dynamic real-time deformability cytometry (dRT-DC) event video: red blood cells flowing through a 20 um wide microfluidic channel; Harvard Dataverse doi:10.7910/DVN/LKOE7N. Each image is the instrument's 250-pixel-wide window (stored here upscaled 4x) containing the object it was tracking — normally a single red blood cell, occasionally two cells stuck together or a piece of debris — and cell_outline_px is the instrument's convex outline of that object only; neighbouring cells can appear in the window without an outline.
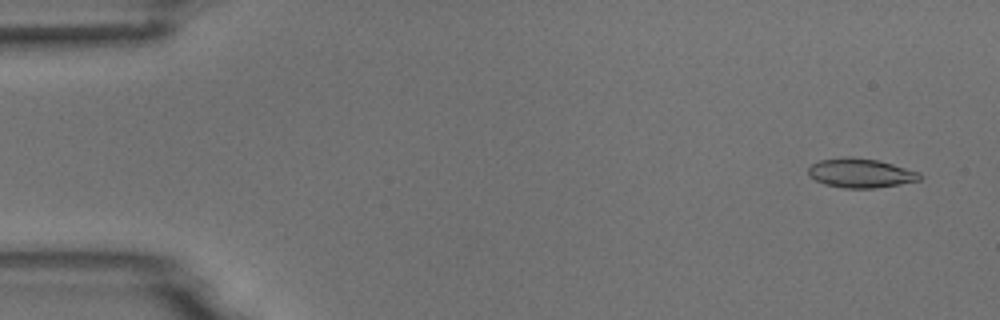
{"species": "common noctule bat (a hibernating species)", "species_latin": "Nyctalus noctula", "temperature_condition": "room temperature", "stored_images_in_passage": 6, "segment_of_instrument_passage": [2, 2], "camera_frame_rate_fps": 3000, "um_per_image_px": 0.085, "animal": {"sex": "male", "body_mass_g": 18.8}, "frame": {"image": 1, "passage_image": 6, "time_ms": 6.0, "image_size_px": [1000, 320], "cell_outline_px": [[924, 176], [920, 180], [872, 188], [844, 188], [824, 184], [816, 180], [808, 172], [808, 168], [812, 164], [820, 160], [848, 156], [852, 156], [876, 160], [892, 164], [920, 172]], "centroid_in_image_um": [73.16, 14.7], "position_along_channel_um": 11.8, "area_um2": 18.79}}